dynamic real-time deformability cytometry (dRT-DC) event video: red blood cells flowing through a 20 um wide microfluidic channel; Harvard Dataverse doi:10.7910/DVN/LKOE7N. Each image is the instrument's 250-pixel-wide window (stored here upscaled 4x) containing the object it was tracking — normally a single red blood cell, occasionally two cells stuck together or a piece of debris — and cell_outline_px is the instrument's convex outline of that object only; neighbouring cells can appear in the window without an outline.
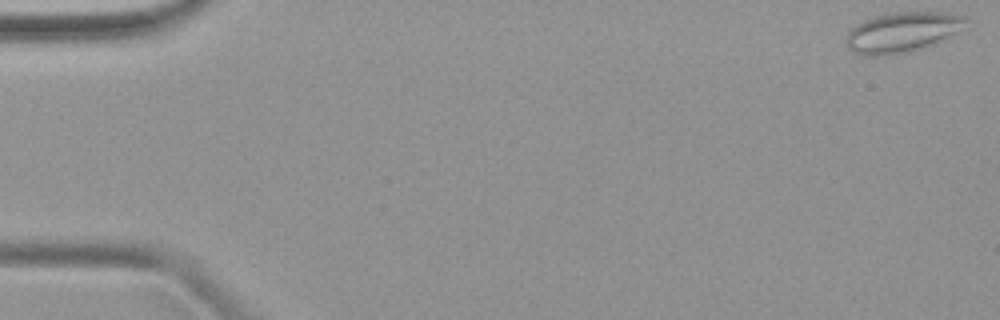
{"species": "common noctule bat (a hibernating species)", "species_latin": "Nyctalus noctula", "temperature_condition": "warm", "stored_images_in_passage": 48, "camera_frame_rate_fps": 3000, "um_per_image_px": 0.085, "animal": {"sex": "female", "body_mass_g": 19.9}, "frame": {"image": 1, "passage_image": 1, "time_ms": 0.0, "image_size_px": [1000, 320], "cell_outline_px": [[964, 20], [956, 32], [932, 44], [912, 52], [884, 56], [864, 56], [852, 52], [844, 44], [844, 40], [848, 32], [852, 28], [864, 20], [876, 16], [896, 12], [948, 12], [964, 16]], "centroid_in_image_um": [76.58, 2.76], "position_along_channel_um": 8.4, "area_um2": 27.8}}
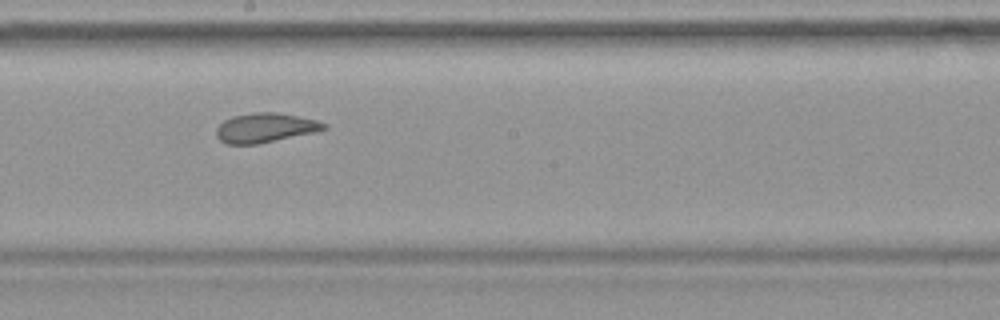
{"frame": {"image": 2, "passage_image": 27, "time_ms": 8.667, "image_size_px": [1000, 320], "cell_outline_px": [[328, 128], [312, 132], [260, 144], [224, 144], [216, 136], [216, 128], [224, 120], [232, 116], [256, 112], [276, 112], [300, 116], [316, 120], [328, 124]], "centroid_in_image_um": [22.52, 10.86], "position_along_channel_um": 225.7, "area_um2": 18.5}}
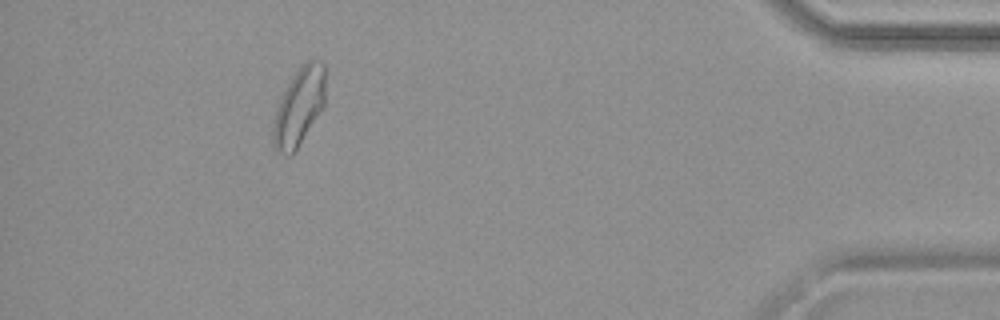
{"frame": {"image": 3, "passage_image": 44, "time_ms": 14.333, "image_size_px": [1000, 320], "cell_outline_px": [[324, 104], [296, 152], [292, 156], [284, 156], [276, 152], [272, 144], [272, 124], [280, 96], [292, 76], [300, 64], [316, 56], [324, 64]], "centroid_in_image_um": [25.38, 9.09], "position_along_channel_um": 409.8, "area_um2": 24.28}}